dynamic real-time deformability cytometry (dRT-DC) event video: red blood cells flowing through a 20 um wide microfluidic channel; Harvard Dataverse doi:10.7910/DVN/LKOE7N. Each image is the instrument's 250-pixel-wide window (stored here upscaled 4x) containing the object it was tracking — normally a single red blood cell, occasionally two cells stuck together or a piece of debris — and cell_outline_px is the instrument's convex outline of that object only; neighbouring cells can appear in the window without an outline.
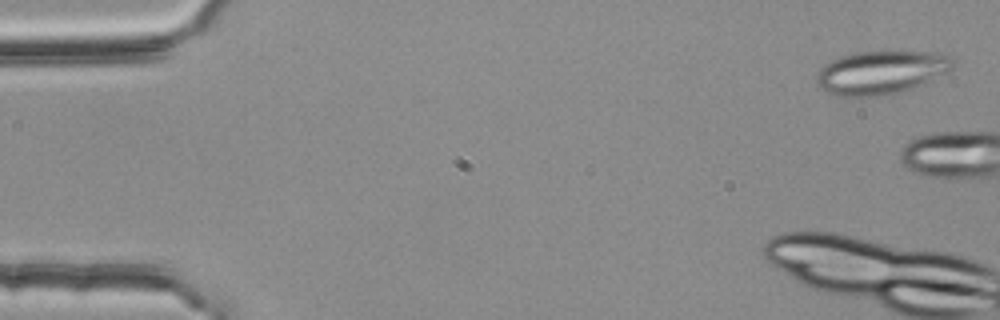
{"species": "common noctule bat (a hibernating species)", "species_latin": "Nyctalus noctula", "temperature_condition": "room temperature", "stored_images_in_passage": 4, "camera_frame_rate_fps": 3000, "um_per_image_px": 0.085, "animal": {"sex": "female", "body_mass_g": 25.1}, "frame": {"image": 1, "passage_image": 1, "time_ms": 0.0, "image_size_px": [1000, 320], "cell_outline_px": [[956, 64], [952, 68], [912, 88], [900, 92], [876, 96], [836, 96], [824, 92], [816, 88], [816, 72], [824, 64], [840, 56], [856, 52], [940, 52], [952, 56], [956, 60]], "centroid_in_image_um": [74.82, 6.15], "position_along_channel_um": 10.2, "area_um2": 34.62}}